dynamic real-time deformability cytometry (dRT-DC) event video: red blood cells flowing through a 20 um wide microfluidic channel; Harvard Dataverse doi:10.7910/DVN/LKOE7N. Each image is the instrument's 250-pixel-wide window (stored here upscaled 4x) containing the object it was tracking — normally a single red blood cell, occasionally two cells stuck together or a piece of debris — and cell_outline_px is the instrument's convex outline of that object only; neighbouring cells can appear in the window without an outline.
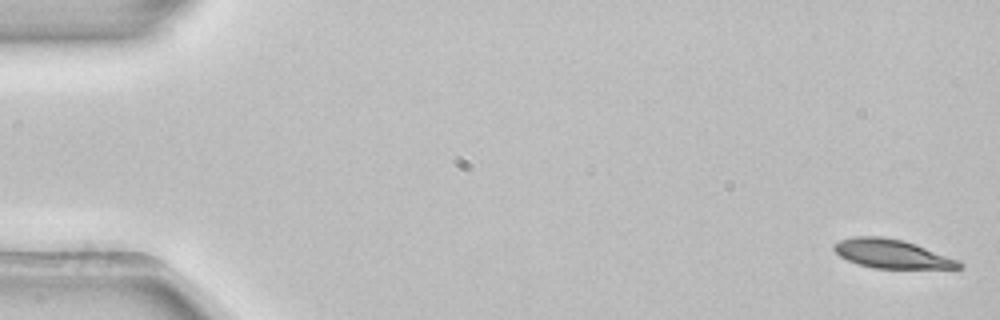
{"species": "common noctule bat (a hibernating species)", "species_latin": "Nyctalus noctula", "temperature_condition": "room temperature", "stored_images_in_passage": 53, "camera_frame_rate_fps": 3000, "um_per_image_px": 0.085, "animal": {"sex": "female", "body_mass_g": 22.7, "forearm_length_mm": 54.2}, "frame": {"image": 1, "passage_image": 1, "time_ms": 0.0, "image_size_px": [1000, 320], "cell_outline_px": [[964, 268], [872, 268], [848, 260], [840, 256], [832, 248], [832, 244], [840, 240], [852, 236], [880, 236], [904, 240], [916, 244], [960, 260], [964, 264]], "centroid_in_image_um": [75.82, 21.56], "position_along_channel_um": 9.2, "area_um2": 21.1}}
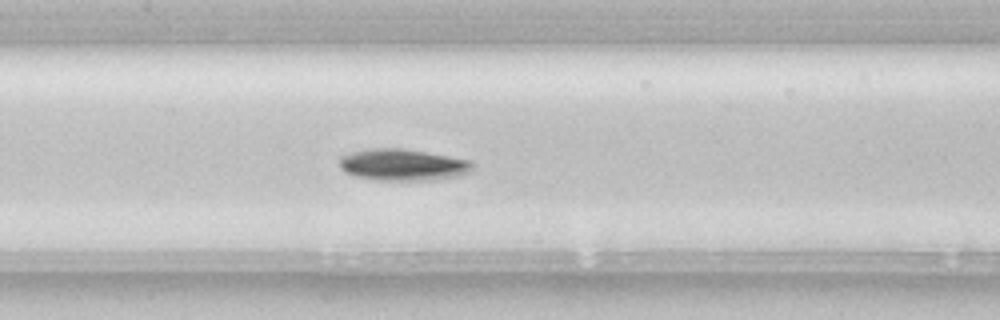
{"frame": {"image": 2, "passage_image": 25, "time_ms": 8.0, "image_size_px": [1000, 320], "cell_outline_px": [[472, 172], [460, 176], [436, 180], [380, 180], [356, 176], [344, 172], [340, 168], [340, 156], [352, 152], [368, 148], [400, 148], [448, 156], [468, 160], [472, 164]], "centroid_in_image_um": [34.23, 14.01], "position_along_channel_um": 173.2, "area_um2": 24.51}}
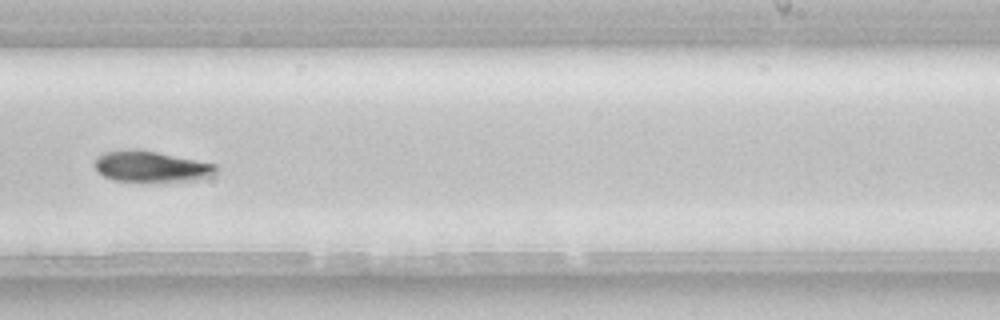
{"frame": {"image": 3, "passage_image": 33, "time_ms": 10.667, "image_size_px": [1000, 320], "cell_outline_px": [[220, 168], [212, 176], [196, 180], [112, 180], [96, 172], [96, 156], [104, 152], [136, 148], [216, 164]], "centroid_in_image_um": [12.85, 14.13], "position_along_channel_um": 276.2, "area_um2": 21.56}, "authors_computed_cell_mechanics": {"area_um2": 21.7906, "velocity_mm_per_s": 3.8836, "shape_relaxation_time_tau1_ms": 2.7782, "shape_relaxation_time_tau2_ms": null, "deformation_change_tau1": 0.1099, "deformation_change_tau2": null}}